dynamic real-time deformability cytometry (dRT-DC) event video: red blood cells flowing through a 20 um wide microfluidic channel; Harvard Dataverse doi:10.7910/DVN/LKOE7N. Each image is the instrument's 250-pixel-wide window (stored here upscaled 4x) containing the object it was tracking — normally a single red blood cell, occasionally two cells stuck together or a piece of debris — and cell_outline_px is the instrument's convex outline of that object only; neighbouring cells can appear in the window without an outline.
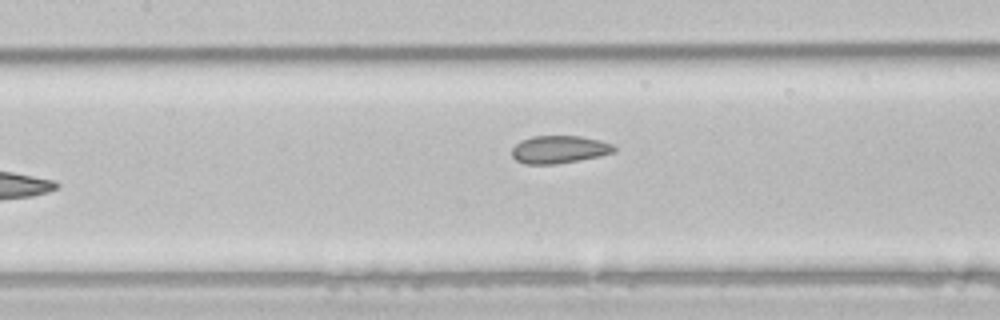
{"species": "common noctule bat (a hibernating species)", "species_latin": "Nyctalus noctula", "temperature_condition": "room temperature", "stored_images_in_passage": 4, "camera_frame_rate_fps": 3000, "um_per_image_px": 0.085, "animal": {"sex": "male", "body_mass_g": 21.5, "forearm_length_mm": 52.0}, "frame": {"image": 1, "passage_image": 4, "time_ms": 1.0, "image_size_px": [1000, 320], "cell_outline_px": [[616, 152], [600, 156], [556, 164], [524, 164], [516, 160], [512, 156], [512, 148], [520, 140], [532, 136], [580, 136], [600, 140], [612, 144], [616, 148]], "centroid_in_image_um": [47.53, 12.7], "position_along_channel_um": 159.9, "area_um2": 16.59}}